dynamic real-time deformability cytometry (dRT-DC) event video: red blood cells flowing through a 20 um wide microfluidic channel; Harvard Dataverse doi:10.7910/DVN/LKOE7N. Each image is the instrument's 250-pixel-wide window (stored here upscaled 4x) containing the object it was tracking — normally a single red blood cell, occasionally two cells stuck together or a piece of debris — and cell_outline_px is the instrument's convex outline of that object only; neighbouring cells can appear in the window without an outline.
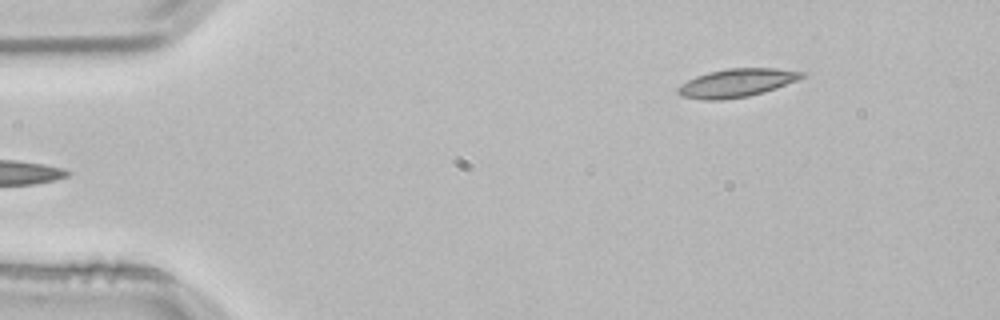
{"species": "common noctule bat (a hibernating species)", "species_latin": "Nyctalus noctula", "temperature_condition": "room temperature", "stored_images_in_passage": 3, "segment_of_instrument_passage": [2, 2], "camera_frame_rate_fps": 3000, "um_per_image_px": 0.085, "animal": {"sex": "male", "body_mass_g": 21.5, "forearm_length_mm": 52.0}, "frame": {"image": 1, "passage_image": 3, "time_ms": 0.667, "image_size_px": [1000, 320], "cell_outline_px": [[808, 72], [804, 76], [796, 80], [776, 88], [764, 92], [748, 96], [720, 100], [704, 100], [680, 96], [676, 92], [676, 88], [680, 84], [696, 76], [708, 72], [728, 68], [776, 68]], "centroid_in_image_um": [62.59, 7.04], "position_along_channel_um": 22.4, "area_um2": 20.52}}